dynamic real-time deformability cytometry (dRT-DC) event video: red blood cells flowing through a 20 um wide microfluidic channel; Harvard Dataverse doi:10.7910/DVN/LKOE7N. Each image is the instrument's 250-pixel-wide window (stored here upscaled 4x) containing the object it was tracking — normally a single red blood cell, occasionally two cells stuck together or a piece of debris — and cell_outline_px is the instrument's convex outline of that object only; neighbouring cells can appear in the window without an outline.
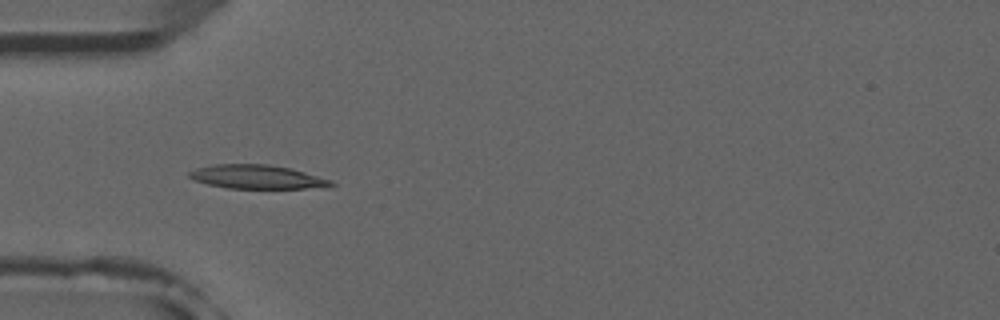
{"species": "common noctule bat (a hibernating species)", "species_latin": "Nyctalus noctula", "temperature_condition": "room temperature", "stored_images_in_passage": 3, "camera_frame_rate_fps": 3000, "um_per_image_px": 0.085, "animal": {"sex": "male", "forearm_length_mm": 52.5}, "frame": {"image": 1, "passage_image": 1, "time_ms": 0.0, "image_size_px": [1000, 320], "cell_outline_px": [[336, 184], [328, 188], [228, 188], [208, 184], [196, 180], [188, 176], [188, 172], [196, 168], [212, 164], [268, 164], [292, 168], [332, 180]], "centroid_in_image_um": [21.91, 15.03], "position_along_channel_um": 63.1, "area_um2": 19.83}}
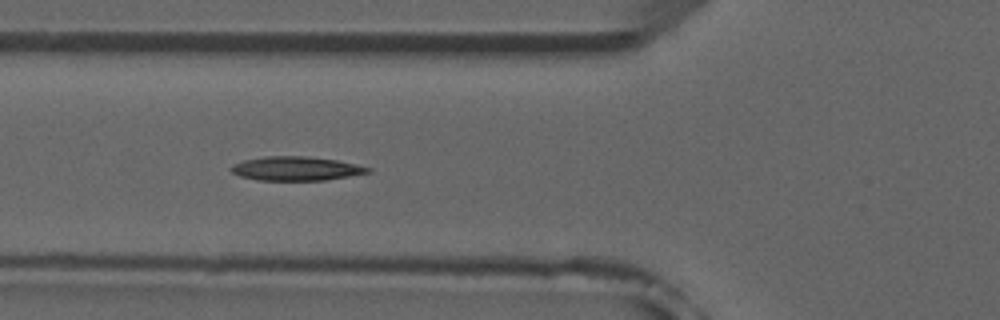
{"frame": {"image": 2, "passage_image": 2, "time_ms": 1.0, "image_size_px": [1000, 320], "cell_outline_px": [[372, 172], [324, 180], [256, 180], [240, 176], [232, 172], [228, 168], [232, 164], [244, 160], [264, 156], [304, 156], [336, 160], [356, 164], [372, 168]], "centroid_in_image_um": [25.13, 14.32], "position_along_channel_um": 100.7, "area_um2": 19.13}}
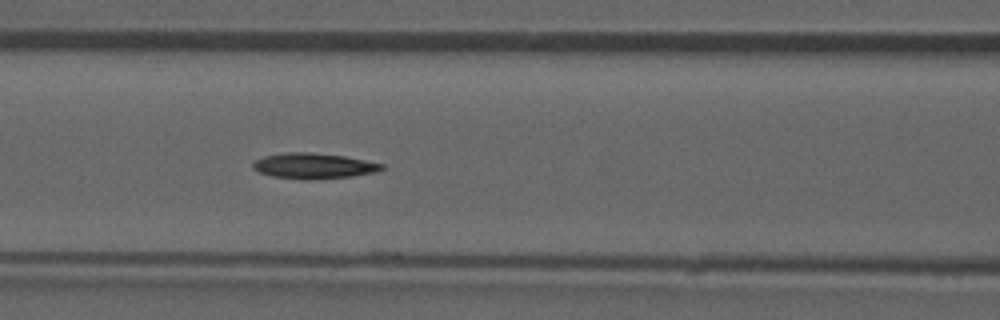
{"frame": {"image": 3, "passage_image": 3, "time_ms": 2.0, "image_size_px": [1000, 320], "cell_outline_px": [[384, 168], [376, 172], [352, 176], [308, 180], [304, 180], [272, 176], [256, 172], [252, 168], [252, 164], [256, 160], [264, 156], [284, 152], [308, 152], [344, 156], [384, 164]], "centroid_in_image_um": [26.62, 14.1], "position_along_channel_um": 140.0, "area_um2": 19.25}}